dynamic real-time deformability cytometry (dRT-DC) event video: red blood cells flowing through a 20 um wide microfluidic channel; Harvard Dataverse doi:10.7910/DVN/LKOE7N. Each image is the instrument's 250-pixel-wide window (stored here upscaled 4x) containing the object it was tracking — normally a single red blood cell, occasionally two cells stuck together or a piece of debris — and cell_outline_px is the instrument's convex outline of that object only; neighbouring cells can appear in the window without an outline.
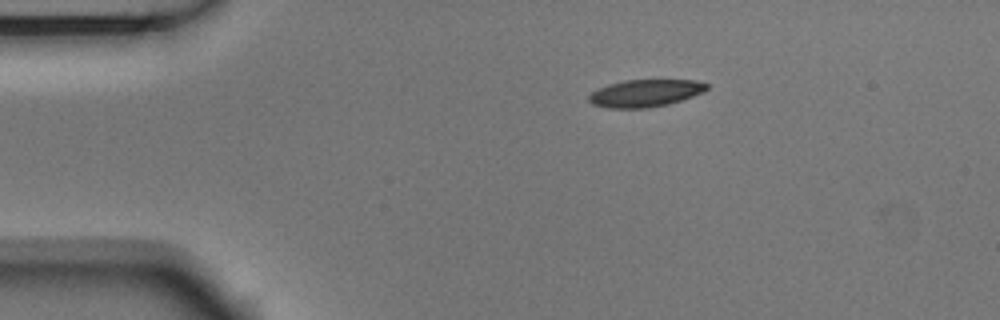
{"species": "Egyptian fruit bat (a non-hibernating species)", "species_latin": "Rousettus aegyptiacus", "temperature_condition": "room temperature", "stored_images_in_passage": 3, "segment_of_instrument_passage": [2, 2], "camera_frame_rate_fps": 3000, "um_per_image_px": 0.085, "animal": {"sex": "male"}, "frame": {"image": 1, "passage_image": 3, "time_ms": 0.667, "image_size_px": [1000, 320], "cell_outline_px": [[708, 88], [704, 92], [668, 104], [648, 108], [608, 108], [592, 104], [588, 100], [588, 96], [596, 88], [608, 84], [624, 80], [696, 80], [708, 84]], "centroid_in_image_um": [54.82, 7.91], "position_along_channel_um": 30.2, "area_um2": 18.84}}